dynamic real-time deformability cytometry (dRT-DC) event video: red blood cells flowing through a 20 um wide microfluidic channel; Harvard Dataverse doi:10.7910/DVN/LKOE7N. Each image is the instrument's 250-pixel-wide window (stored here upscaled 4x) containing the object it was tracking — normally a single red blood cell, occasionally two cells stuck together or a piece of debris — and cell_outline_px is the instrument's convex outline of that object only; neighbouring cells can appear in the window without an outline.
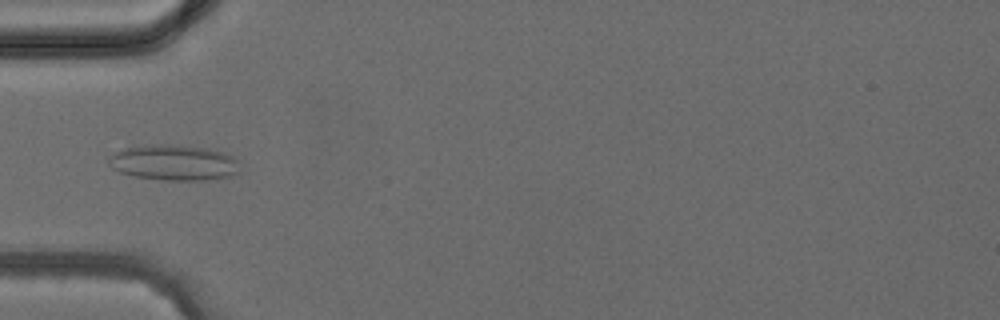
{"species": "common noctule bat (a hibernating species)", "species_latin": "Nyctalus noctula", "temperature_condition": "cold", "stored_images_in_passage": 4, "camera_frame_rate_fps": 3000, "um_per_image_px": 0.085, "animal": {"sex": "female", "body_mass_g": 24.6, "forearm_length_mm": 56.2}, "frame": {"image": 1, "passage_image": 4, "time_ms": 4.333, "image_size_px": [1000, 320], "cell_outline_px": [[240, 172], [228, 176], [204, 180], [164, 180], [136, 176], [120, 172], [112, 168], [108, 164], [108, 160], [116, 152], [124, 148], [148, 144], [172, 144], [208, 148], [224, 152], [232, 156], [236, 160]], "centroid_in_image_um": [14.78, 13.81], "position_along_channel_um": 70.2, "area_um2": 27.17}}